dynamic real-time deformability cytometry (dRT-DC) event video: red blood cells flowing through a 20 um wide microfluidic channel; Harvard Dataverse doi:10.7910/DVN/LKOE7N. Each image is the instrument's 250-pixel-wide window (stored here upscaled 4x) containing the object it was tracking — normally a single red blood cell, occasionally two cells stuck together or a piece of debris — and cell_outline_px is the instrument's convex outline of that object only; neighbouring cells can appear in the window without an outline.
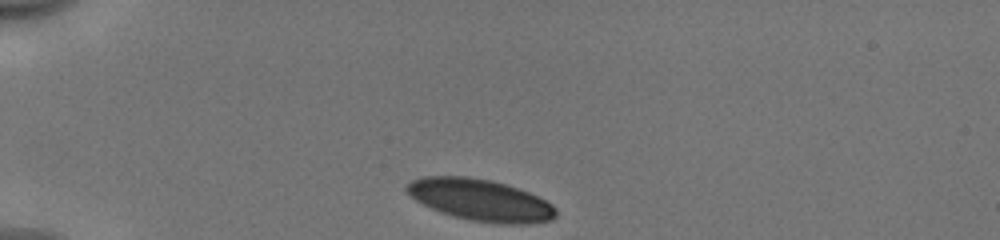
{"species": "human", "species_latin": "Homo sapiens", "temperature_condition": "cold", "stored_images_in_passage": 33, "camera_frame_rate_fps": 3000, "um_per_image_px": 0.085, "donor": {"sex": "male"}, "frame": {"image": 1, "passage_image": 1, "time_ms": 0.0, "image_size_px": [1000, 240], "cell_outline_px": [[556, 216], [552, 220], [528, 224], [500, 224], [472, 220], [452, 216], [440, 212], [416, 200], [404, 188], [412, 180], [424, 176], [464, 176], [488, 180], [504, 184], [528, 192], [552, 204], [556, 208]], "centroid_in_image_um": [40.84, 17.01], "position_along_channel_um": 44.2, "area_um2": 35.89}}
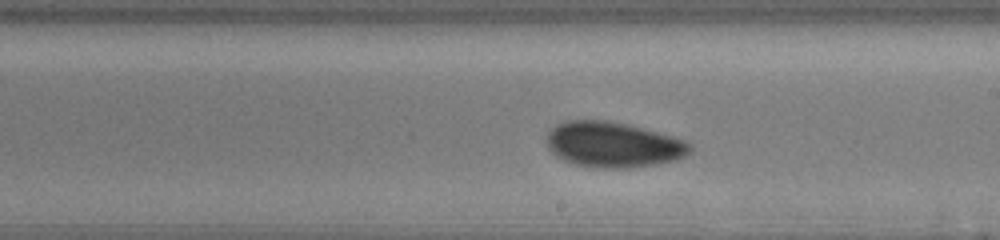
{"frame": {"image": 2, "passage_image": 19, "time_ms": 6.0, "image_size_px": [1000, 240], "cell_outline_px": [[692, 152], [676, 160], [656, 164], [628, 168], [596, 168], [576, 164], [564, 160], [556, 156], [548, 148], [544, 140], [548, 132], [556, 124], [564, 120], [608, 120], [628, 124], [672, 136], [684, 140], [692, 144]], "centroid_in_image_um": [52.1, 12.29], "position_along_channel_um": 236.9, "area_um2": 38.32}}
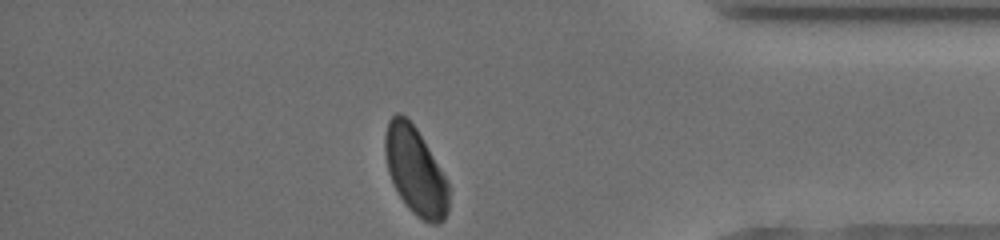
{"frame": {"image": 3, "passage_image": 33, "time_ms": 10.667, "image_size_px": [1000, 240], "cell_outline_px": [[448, 212], [444, 220], [436, 224], [432, 224], [424, 220], [412, 212], [408, 208], [400, 196], [388, 172], [384, 152], [384, 136], [388, 120], [396, 112], [400, 112], [416, 128], [448, 180]], "centroid_in_image_um": [35.3, 14.52], "position_along_channel_um": 399.9, "area_um2": 32.37}, "authors_computed_cell_mechanics": {"area_um2": 37.3388, "velocity_mm_per_s": 3.9422, "shape_relaxation_time_tau1_ms": 2.4116, "shape_relaxation_time_tau2_ms": 2.1553, "deformation_change_tau1": 0.0772, "deformation_change_tau2": 0.0515}}